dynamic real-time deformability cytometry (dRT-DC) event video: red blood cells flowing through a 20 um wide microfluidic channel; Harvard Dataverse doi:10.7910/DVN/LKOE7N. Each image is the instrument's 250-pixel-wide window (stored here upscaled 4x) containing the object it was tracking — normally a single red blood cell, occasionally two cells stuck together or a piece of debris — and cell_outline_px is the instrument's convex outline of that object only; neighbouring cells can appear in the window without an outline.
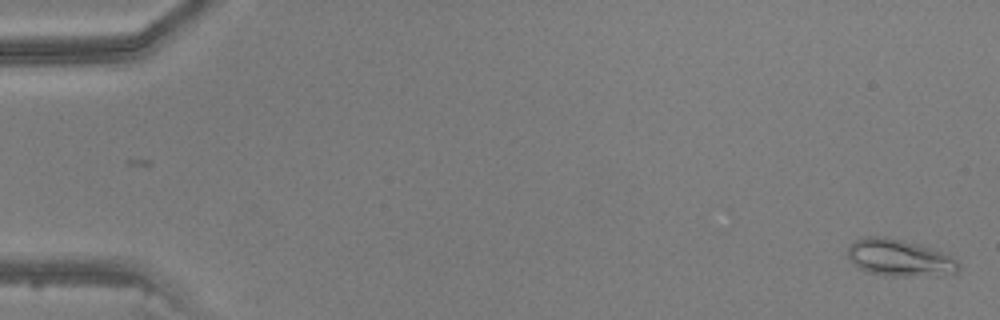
{"species": "common noctule bat (a hibernating species)", "species_latin": "Nyctalus noctula", "temperature_condition": "warm", "stored_images_in_passage": 47, "camera_frame_rate_fps": 3000, "um_per_image_px": 0.085, "animal": {"sex": "male", "body_mass_g": 20.5, "forearm_length_mm": 52.5}, "frame": {"image": 1, "passage_image": 1, "time_ms": 0.0, "image_size_px": [1000, 320], "cell_outline_px": [[960, 268], [956, 276], [884, 276], [868, 272], [860, 268], [848, 256], [848, 248], [856, 240], [864, 236], [884, 236], [904, 240], [920, 244], [948, 252], [960, 264]], "centroid_in_image_um": [76.59, 21.93], "position_along_channel_um": 8.4, "area_um2": 24.57}}
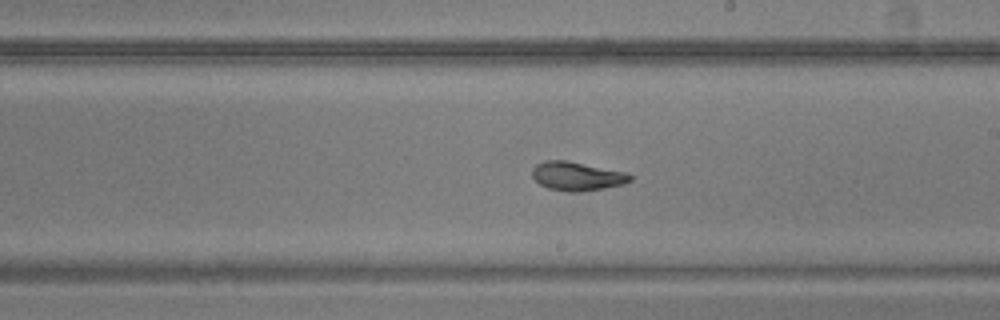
{"frame": {"image": 2, "passage_image": 28, "time_ms": 9.0, "image_size_px": [1000, 320], "cell_outline_px": [[632, 180], [624, 184], [604, 188], [580, 192], [568, 192], [548, 188], [540, 184], [532, 176], [532, 168], [536, 164], [544, 160], [564, 160], [624, 172], [632, 176]], "centroid_in_image_um": [49.01, 14.98], "position_along_channel_um": 240.0, "area_um2": 16.3}}
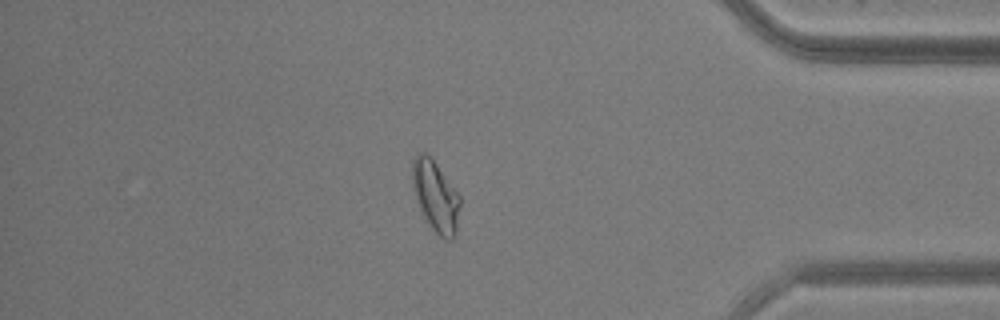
{"frame": {"image": 3, "passage_image": 41, "time_ms": 13.333, "image_size_px": [1000, 320], "cell_outline_px": [[460, 204], [456, 236], [452, 240], [444, 240], [428, 224], [420, 212], [412, 188], [412, 160], [416, 152], [424, 152], [432, 156], [460, 196]], "centroid_in_image_um": [37.01, 16.66], "position_along_channel_um": 398.2, "area_um2": 20.29}}